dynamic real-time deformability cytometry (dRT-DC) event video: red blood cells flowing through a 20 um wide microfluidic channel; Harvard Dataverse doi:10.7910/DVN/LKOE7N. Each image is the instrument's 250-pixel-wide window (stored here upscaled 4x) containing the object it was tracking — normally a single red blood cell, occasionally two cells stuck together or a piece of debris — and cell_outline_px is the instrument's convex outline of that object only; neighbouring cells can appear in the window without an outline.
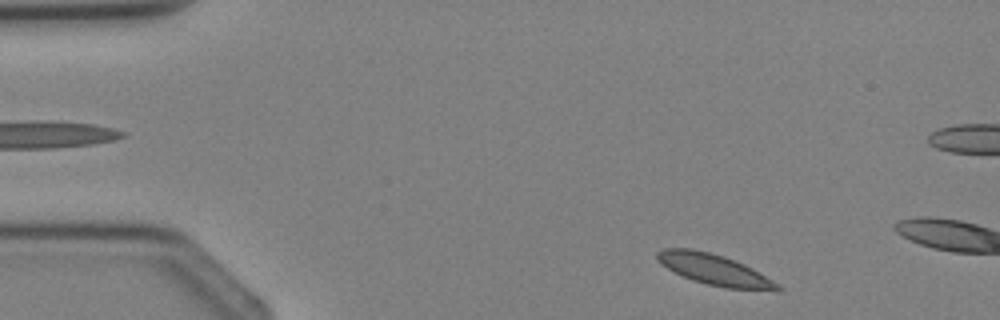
{"species": "Egyptian fruit bat (a non-hibernating species)", "species_latin": "Rousettus aegyptiacus", "temperature_condition": "cold", "stored_images_in_passage": 4, "segment_of_instrument_passage": [2, 2], "camera_frame_rate_fps": 3000, "um_per_image_px": 0.085, "animal": {"sex": "female"}, "frame": {"image": 1, "passage_image": 4, "time_ms": 3.333, "image_size_px": [1000, 320], "cell_outline_px": [[780, 292], [776, 292], [724, 288], [692, 280], [660, 264], [656, 260], [656, 252], [664, 248], [692, 248], [724, 256], [744, 264], [752, 268], [780, 284]], "centroid_in_image_um": [60.77, 22.94], "position_along_channel_um": 24.2, "area_um2": 21.85}}